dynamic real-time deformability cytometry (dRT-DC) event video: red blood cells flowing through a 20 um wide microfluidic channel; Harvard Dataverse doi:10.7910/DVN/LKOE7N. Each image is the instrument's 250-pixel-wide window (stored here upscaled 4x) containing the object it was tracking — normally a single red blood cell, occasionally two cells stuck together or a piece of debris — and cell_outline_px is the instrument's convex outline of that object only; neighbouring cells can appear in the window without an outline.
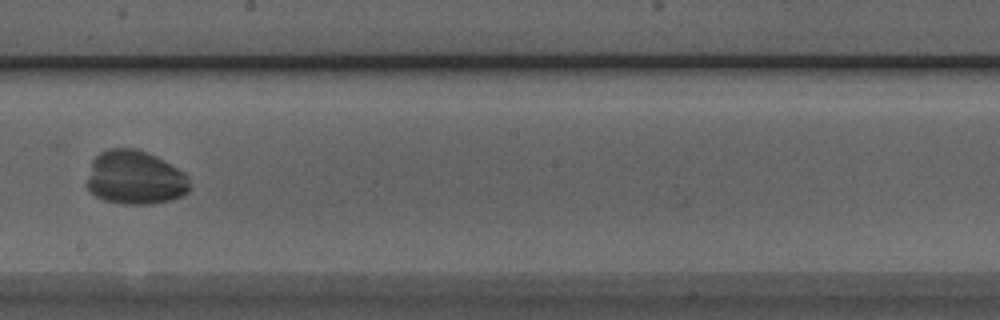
{"species": "Egyptian fruit bat (a non-hibernating species)", "species_latin": "Rousettus aegyptiacus", "temperature_condition": "room temperature", "stored_images_in_passage": 10, "camera_frame_rate_fps": 3000, "um_per_image_px": 0.085, "animal": {"sex": "male"}, "frame": {"image": 1, "passage_image": 9, "time_ms": 2.667, "image_size_px": [1000, 320], "cell_outline_px": [[192, 188], [188, 192], [172, 200], [152, 204], [124, 204], [104, 200], [96, 196], [88, 188], [88, 176], [92, 160], [100, 152], [108, 148], [136, 148], [156, 156], [164, 160], [184, 172], [188, 176]], "centroid_in_image_um": [11.51, 15.1], "position_along_channel_um": 236.7, "area_um2": 32.48}}
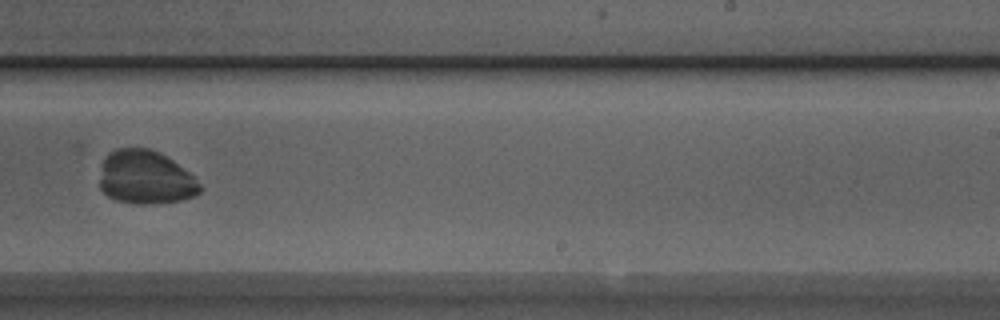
{"frame": {"image": 2, "passage_image": 10, "time_ms": 3.0, "image_size_px": [1000, 320], "cell_outline_px": [[204, 188], [196, 196], [180, 200], [152, 204], [136, 204], [116, 200], [108, 196], [100, 188], [100, 180], [104, 156], [108, 152], [116, 148], [148, 148], [160, 152], [172, 160], [188, 172]], "centroid_in_image_um": [12.37, 15.08], "position_along_channel_um": 276.6, "area_um2": 31.44}}